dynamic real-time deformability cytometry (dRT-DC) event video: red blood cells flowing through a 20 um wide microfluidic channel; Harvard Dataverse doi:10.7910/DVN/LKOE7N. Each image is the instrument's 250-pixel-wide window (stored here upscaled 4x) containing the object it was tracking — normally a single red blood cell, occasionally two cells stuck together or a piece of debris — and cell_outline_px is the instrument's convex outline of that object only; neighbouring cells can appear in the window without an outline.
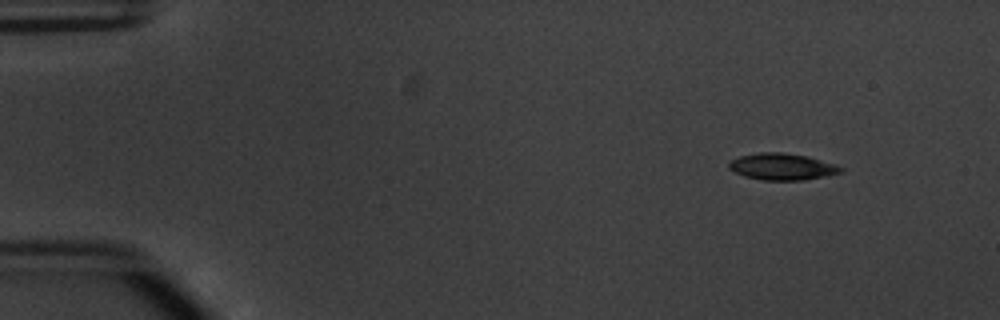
{"species": "common noctule bat (a hibernating species)", "species_latin": "Nyctalus noctula", "temperature_condition": "warm", "stored_images_in_passage": 9, "camera_frame_rate_fps": 3000, "um_per_image_px": 0.085, "animal": {"sex": "male", "body_mass_g": 20.1, "forearm_length_mm": 53.5}, "frame": {"image": 1, "passage_image": 1, "time_ms": 0.0, "image_size_px": [1000, 320], "cell_outline_px": [[844, 172], [828, 176], [804, 180], [760, 180], [744, 176], [728, 168], [728, 164], [732, 160], [740, 156], [760, 152], [780, 152], [808, 156], [844, 168]], "centroid_in_image_um": [66.49, 14.17], "position_along_channel_um": 18.5, "area_um2": 17.34}}